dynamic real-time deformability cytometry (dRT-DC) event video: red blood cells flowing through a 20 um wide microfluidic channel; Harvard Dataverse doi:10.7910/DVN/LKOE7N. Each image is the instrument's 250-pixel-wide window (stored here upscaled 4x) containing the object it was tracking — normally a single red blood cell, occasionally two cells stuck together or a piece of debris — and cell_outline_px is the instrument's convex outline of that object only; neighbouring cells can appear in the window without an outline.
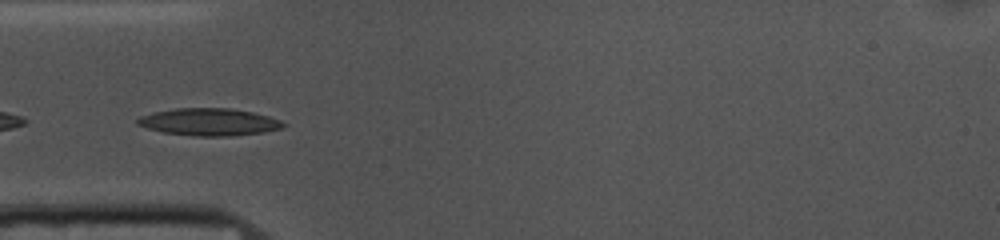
{"species": "common noctule bat (a hibernating species)", "species_latin": "Nyctalus noctula", "temperature_condition": "cold", "stored_images_in_passage": 41, "camera_frame_rate_fps": 3000, "um_per_image_px": 0.085, "animal": {"sex": "female", "body_mass_g": 10.0, "forearm_length_mm": 53.1}, "frame": {"image": 1, "passage_image": 4, "time_ms": 1.0, "image_size_px": [1000, 240], "cell_outline_px": [[288, 124], [284, 128], [264, 132], [232, 136], [196, 136], [164, 132], [148, 128], [136, 124], [136, 120], [140, 116], [152, 112], [176, 108], [232, 108], [252, 112], [268, 116], [280, 120]], "centroid_in_image_um": [17.8, 10.36], "position_along_channel_um": 67.2, "area_um2": 23.29}}
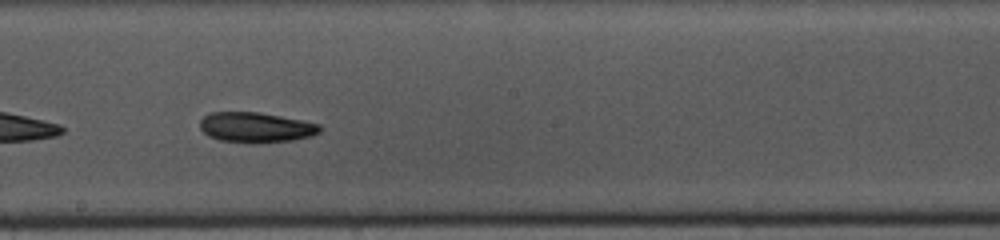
{"frame": {"image": 2, "passage_image": 17, "time_ms": 5.333, "image_size_px": [1000, 240], "cell_outline_px": [[320, 132], [312, 136], [292, 140], [256, 144], [248, 144], [220, 140], [208, 136], [200, 128], [200, 120], [208, 112], [260, 112], [320, 124]], "centroid_in_image_um": [21.72, 10.84], "position_along_channel_um": 226.5, "area_um2": 21.33}}
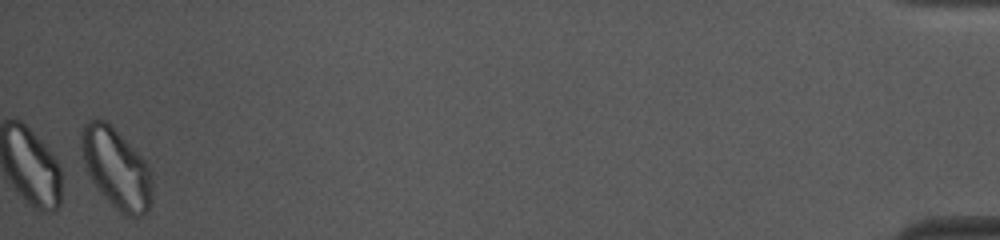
{"frame": {"image": 3, "passage_image": 41, "time_ms": 13.333, "image_size_px": [1000, 240], "cell_outline_px": [[152, 200], [148, 212], [140, 216], [128, 216], [120, 212], [108, 200], [92, 180], [84, 168], [80, 148], [80, 132], [84, 124], [88, 120], [104, 120], [148, 164], [152, 172]], "centroid_in_image_um": [9.88, 14.33], "position_along_channel_um": 425.3, "area_um2": 32.77}, "authors_computed_cell_mechanics": {"area_um2": 21.675, "velocity_mm_per_s": 3.6617, "shape_relaxation_time_tau1_ms": 8.0892, "shape_relaxation_time_tau2_ms": null, "deformation_change_tau1": 0.1427, "deformation_change_tau2": null}}